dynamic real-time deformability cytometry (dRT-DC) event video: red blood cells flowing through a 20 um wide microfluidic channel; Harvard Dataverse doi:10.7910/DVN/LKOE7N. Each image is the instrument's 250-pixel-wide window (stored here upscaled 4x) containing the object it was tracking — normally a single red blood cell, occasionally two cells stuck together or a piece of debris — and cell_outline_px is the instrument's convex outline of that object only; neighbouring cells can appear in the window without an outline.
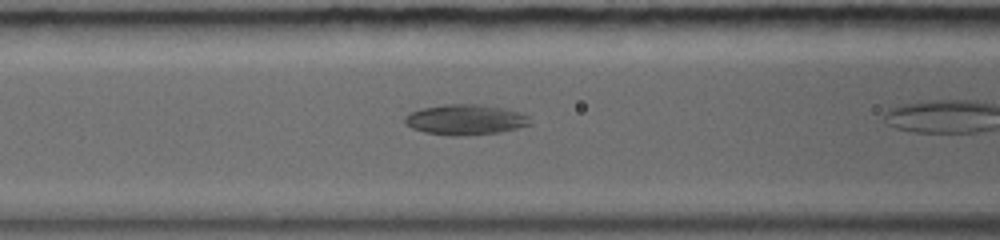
{"species": "common noctule bat (a hibernating species)", "species_latin": "Nyctalus noctula", "temperature_condition": "warm", "stored_images_in_passage": 20, "camera_frame_rate_fps": 5000, "um_per_image_px": 0.085, "animal": {"sex": "female", "body_mass_g": 19.0, "forearm_length_mm": 56.7}, "frame": {"image": 1, "passage_image": 5, "time_ms": 2.0, "image_size_px": [1000, 240], "cell_outline_px": [[532, 124], [500, 132], [464, 136], [452, 136], [424, 132], [412, 128], [404, 124], [404, 116], [420, 108], [444, 104], [476, 104], [500, 108], [520, 112], [528, 116]], "centroid_in_image_um": [39.52, 10.18], "position_along_channel_um": 127.1, "area_um2": 22.2}}
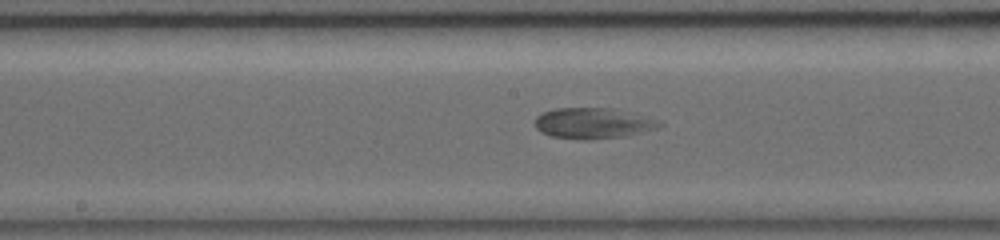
{"frame": {"image": 2, "passage_image": 9, "time_ms": 3.8, "image_size_px": [1000, 240], "cell_outline_px": [[664, 124], [660, 128], [628, 136], [588, 140], [584, 140], [548, 136], [540, 132], [532, 124], [536, 116], [544, 112], [556, 108], [612, 108], [660, 120]], "centroid_in_image_um": [50.4, 10.49], "position_along_channel_um": 197.8, "area_um2": 22.77}}
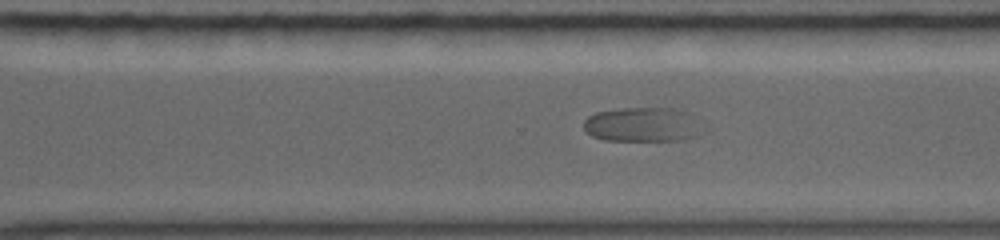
{"frame": {"image": 3, "passage_image": 18, "time_ms": 6.8, "image_size_px": [1000, 240], "cell_outline_px": [[696, 136], [680, 140], [604, 140], [592, 136], [584, 128], [584, 120], [588, 116], [596, 112], [620, 108], [676, 108], [688, 112]], "centroid_in_image_um": [54.43, 10.58], "position_along_channel_um": 316.2, "area_um2": 22.95}}